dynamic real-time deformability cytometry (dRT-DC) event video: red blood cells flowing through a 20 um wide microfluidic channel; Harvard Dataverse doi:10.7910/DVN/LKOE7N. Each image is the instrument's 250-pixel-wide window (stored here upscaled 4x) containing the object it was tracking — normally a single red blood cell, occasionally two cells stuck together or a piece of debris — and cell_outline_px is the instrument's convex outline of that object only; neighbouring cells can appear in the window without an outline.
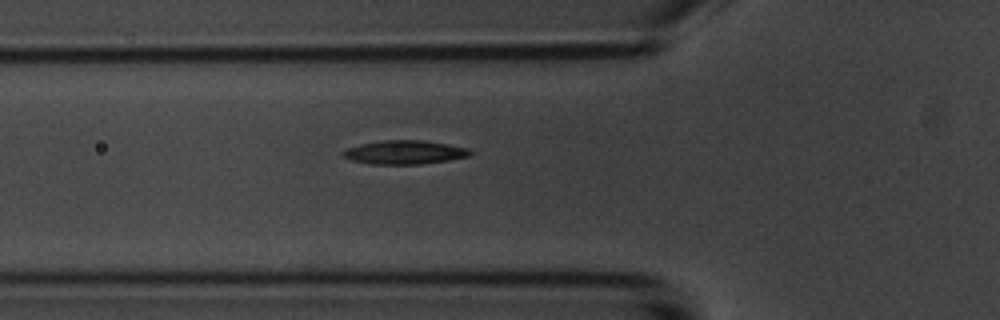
{"species": "common noctule bat (a hibernating species)", "species_latin": "Nyctalus noctula", "temperature_condition": "room temperature", "stored_images_in_passage": 7, "segment_of_instrument_passage": [2, 2], "camera_frame_rate_fps": 3000, "um_per_image_px": 0.085, "animal": {"sex": "male", "body_mass_g": 20.1, "forearm_length_mm": 53.5}, "frame": {"image": 1, "passage_image": 7, "time_ms": 7.667, "image_size_px": [1000, 320], "cell_outline_px": [[472, 152], [468, 156], [448, 160], [420, 164], [368, 164], [352, 160], [344, 156], [340, 152], [348, 148], [360, 144], [384, 140], [420, 140], [448, 144], [468, 148]], "centroid_in_image_um": [34.37, 12.94], "position_along_channel_um": 91.4, "area_um2": 17.46}}